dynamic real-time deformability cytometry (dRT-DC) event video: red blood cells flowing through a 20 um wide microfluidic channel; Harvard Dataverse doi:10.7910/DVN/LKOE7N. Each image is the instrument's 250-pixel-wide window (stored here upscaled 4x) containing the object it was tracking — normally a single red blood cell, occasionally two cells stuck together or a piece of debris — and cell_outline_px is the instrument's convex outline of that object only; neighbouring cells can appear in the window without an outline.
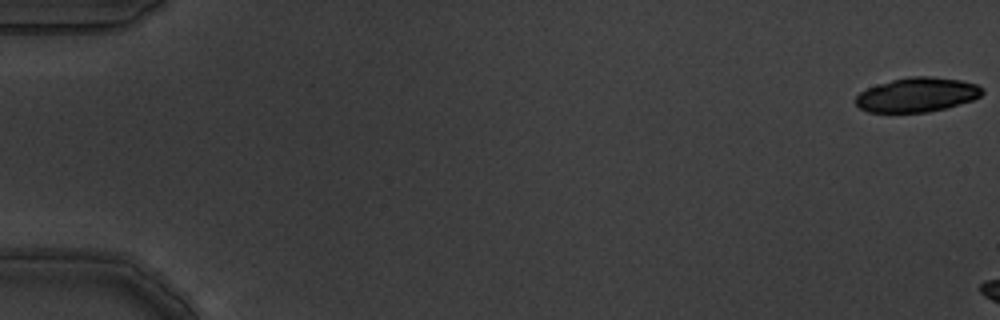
{"species": "common noctule bat (a hibernating species)", "species_latin": "Nyctalus noctula", "temperature_condition": "warm", "stored_images_in_passage": 3, "camera_frame_rate_fps": 3000, "um_per_image_px": 0.085, "animal": {"sex": "male", "body_mass_g": 19.5, "forearm_length_mm": 54.6}, "frame": {"image": 1, "passage_image": 1, "time_ms": 0.0, "image_size_px": [1000, 320], "cell_outline_px": [[984, 92], [980, 96], [972, 100], [944, 108], [928, 112], [868, 112], [860, 108], [856, 104], [856, 96], [860, 92], [868, 88], [892, 80], [912, 76], [928, 76], [960, 80], [976, 84], [984, 88]], "centroid_in_image_um": [77.96, 8.05], "position_along_channel_um": 7.0, "area_um2": 25.09}}